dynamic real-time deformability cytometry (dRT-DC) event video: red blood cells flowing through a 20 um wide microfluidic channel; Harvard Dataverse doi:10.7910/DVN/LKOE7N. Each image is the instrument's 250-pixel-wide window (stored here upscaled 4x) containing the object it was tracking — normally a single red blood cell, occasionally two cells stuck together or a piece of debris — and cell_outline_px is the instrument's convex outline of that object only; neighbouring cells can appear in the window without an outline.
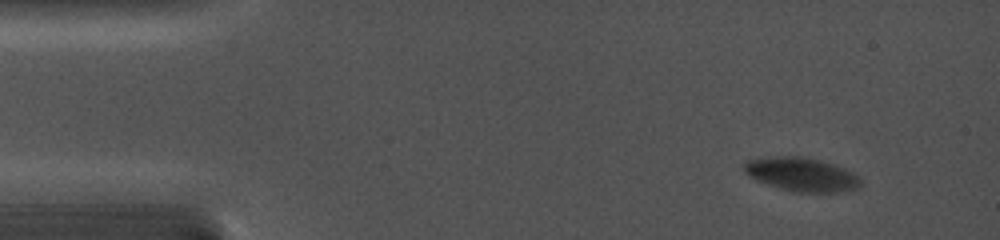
{"species": "common noctule bat (a hibernating species)", "species_latin": "Nyctalus noctula", "temperature_condition": "cold", "stored_images_in_passage": 50, "camera_frame_rate_fps": 5000, "um_per_image_px": 0.085, "animal": {"sex": "female", "body_mass_g": 19.0, "forearm_length_mm": 56.7}, "frame": {"image": 1, "passage_image": 1, "time_ms": 0.0, "image_size_px": [1000, 240], "cell_outline_px": [[860, 188], [844, 192], [796, 192], [780, 188], [756, 180], [748, 176], [744, 172], [744, 164], [748, 160], [776, 156], [800, 156], [820, 160], [844, 168], [852, 172], [860, 180]], "centroid_in_image_um": [68.14, 14.83], "position_along_channel_um": 16.9, "area_um2": 22.77}}
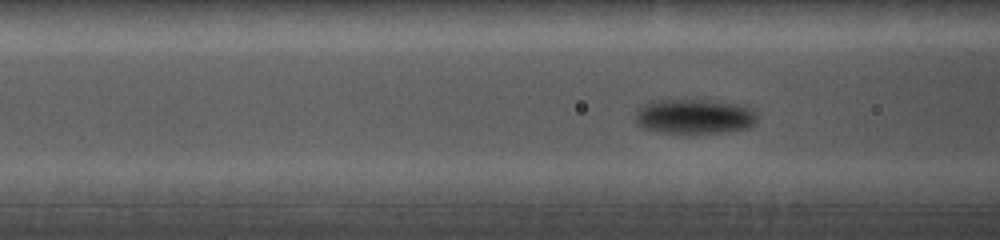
{"frame": {"image": 2, "passage_image": 35, "time_ms": 4.8, "image_size_px": [1000, 240], "cell_outline_px": [[756, 124], [748, 128], [728, 132], [660, 132], [644, 128], [636, 124], [636, 112], [640, 104], [652, 100], [708, 100], [740, 104], [752, 108], [756, 112]], "centroid_in_image_um": [59.03, 9.88], "position_along_channel_um": 107.6, "area_um2": 24.85}}
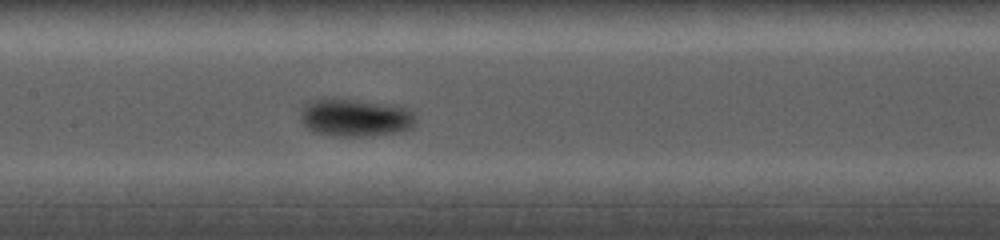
{"frame": {"image": 3, "passage_image": 49, "time_ms": 6.6, "image_size_px": [1000, 240], "cell_outline_px": [[416, 120], [412, 128], [400, 132], [368, 136], [332, 136], [312, 132], [304, 124], [300, 116], [308, 100], [332, 96], [344, 96], [392, 104], [408, 108], [412, 112]], "centroid_in_image_um": [30.19, 9.95], "position_along_channel_um": 177.2, "area_um2": 26.41}}